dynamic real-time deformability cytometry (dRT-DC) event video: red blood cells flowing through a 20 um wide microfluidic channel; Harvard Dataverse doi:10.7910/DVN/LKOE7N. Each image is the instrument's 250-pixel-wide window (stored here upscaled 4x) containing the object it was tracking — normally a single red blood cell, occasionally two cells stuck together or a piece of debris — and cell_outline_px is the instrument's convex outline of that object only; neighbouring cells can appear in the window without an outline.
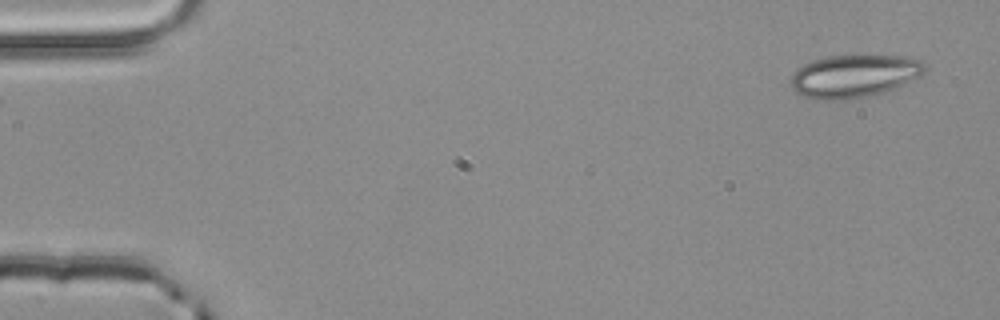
{"species": "common noctule bat (a hibernating species)", "species_latin": "Nyctalus noctula", "temperature_condition": "room temperature", "stored_images_in_passage": 4, "camera_frame_rate_fps": 3000, "um_per_image_px": 0.085, "animal": {"sex": "male", "body_mass_g": 20.4}, "frame": {"image": 1, "passage_image": 1, "time_ms": 0.0, "image_size_px": [1000, 320], "cell_outline_px": [[924, 72], [920, 76], [904, 84], [880, 92], [864, 96], [832, 100], [824, 100], [804, 96], [796, 92], [788, 84], [792, 72], [796, 68], [812, 60], [828, 56], [904, 56], [920, 60], [924, 64]], "centroid_in_image_um": [72.53, 6.45], "position_along_channel_um": 12.5, "area_um2": 33.0}}